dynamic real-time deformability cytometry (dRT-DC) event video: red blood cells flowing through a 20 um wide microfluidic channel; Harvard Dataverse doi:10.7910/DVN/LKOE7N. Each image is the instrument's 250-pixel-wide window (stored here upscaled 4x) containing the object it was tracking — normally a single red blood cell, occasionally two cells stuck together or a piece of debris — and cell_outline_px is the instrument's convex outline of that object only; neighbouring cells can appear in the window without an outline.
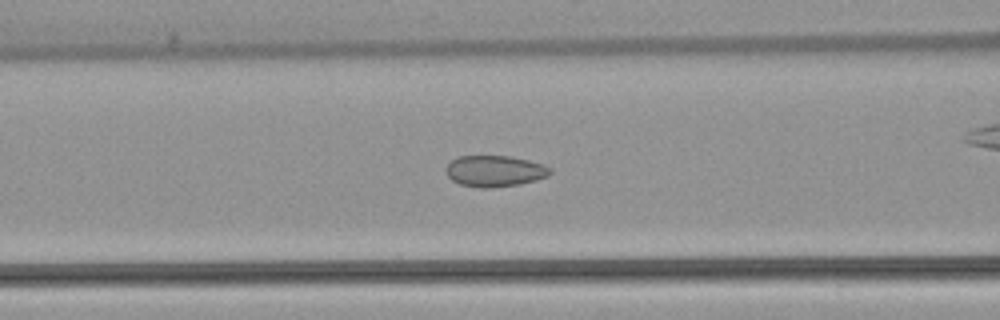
{"species": "common noctule bat (a hibernating species)", "species_latin": "Nyctalus noctula", "temperature_condition": "warm", "stored_images_in_passage": 54, "camera_frame_rate_fps": 3000, "um_per_image_px": 0.085, "animal": {"sex": "female", "body_mass_g": 22.7, "forearm_length_mm": 54.2}, "frame": {"image": 1, "passage_image": 22, "time_ms": 7.0, "image_size_px": [1000, 320], "cell_outline_px": [[552, 172], [548, 176], [536, 180], [520, 184], [488, 188], [480, 188], [460, 184], [452, 180], [444, 172], [444, 168], [456, 156], [508, 156], [528, 160], [544, 164], [552, 168]], "centroid_in_image_um": [42.04, 14.54], "position_along_channel_um": 124.6, "area_um2": 19.13}}
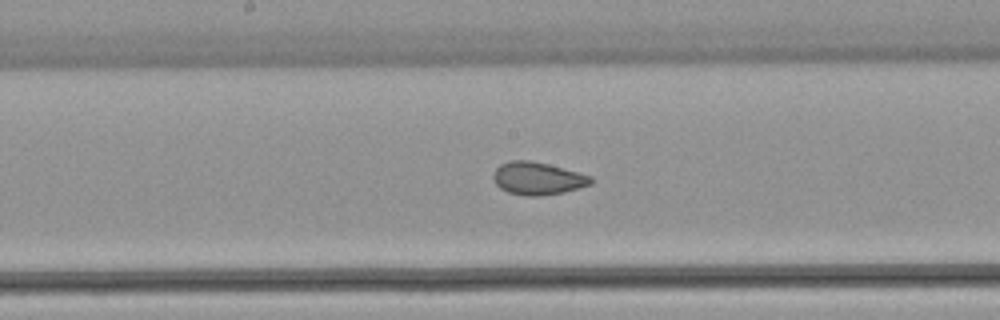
{"frame": {"image": 2, "passage_image": 28, "time_ms": 9.0, "image_size_px": [1000, 320], "cell_outline_px": [[592, 184], [564, 192], [540, 196], [524, 196], [508, 192], [500, 188], [496, 184], [492, 176], [496, 168], [500, 164], [512, 160], [532, 160], [548, 164], [592, 176]], "centroid_in_image_um": [45.69, 15.16], "position_along_channel_um": 202.5, "area_um2": 18.61}}
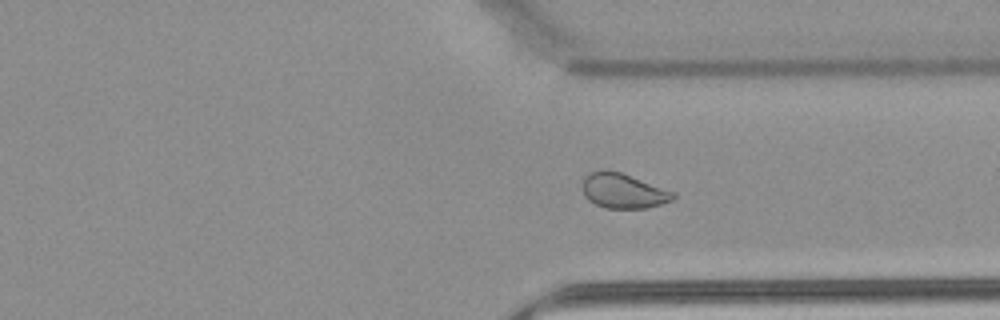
{"frame": {"image": 3, "passage_image": 40, "time_ms": 13.0, "image_size_px": [1000, 320], "cell_outline_px": [[676, 196], [672, 200], [648, 208], [604, 208], [588, 200], [584, 196], [584, 176], [588, 172], [604, 168], [608, 168], [620, 172], [676, 192]], "centroid_in_image_um": [52.97, 16.2], "position_along_channel_um": 358.4, "area_um2": 18.61}, "authors_computed_cell_mechanics": {"area_um2": 21.2704, "velocity_mm_per_s": 3.9032, "shape_relaxation_time_tau1_ms": null, "shape_relaxation_time_tau2_ms": 1.2387, "deformation_change_tau1": null, "deformation_change_tau2": 0.0681}}